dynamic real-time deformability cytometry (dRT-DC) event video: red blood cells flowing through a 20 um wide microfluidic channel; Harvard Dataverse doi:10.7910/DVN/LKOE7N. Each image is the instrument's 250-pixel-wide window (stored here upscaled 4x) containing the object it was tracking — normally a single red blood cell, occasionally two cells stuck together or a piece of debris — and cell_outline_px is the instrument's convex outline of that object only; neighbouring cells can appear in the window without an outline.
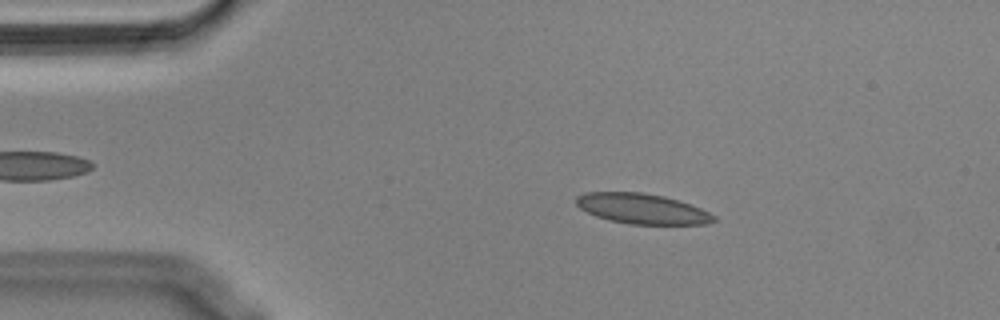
{"species": "Egyptian fruit bat (a non-hibernating species)", "species_latin": "Rousettus aegyptiacus", "temperature_condition": "cold", "stored_images_in_passage": 47, "camera_frame_rate_fps": 3000, "um_per_image_px": 0.085, "animal": {"sex": "male"}, "frame": {"image": 1, "passage_image": 9, "time_ms": 2.667, "image_size_px": [1000, 320], "cell_outline_px": [[716, 220], [704, 224], [628, 224], [608, 220], [596, 216], [580, 208], [576, 204], [576, 196], [584, 192], [644, 192], [664, 196], [700, 208], [716, 216]], "centroid_in_image_um": [54.54, 17.74], "position_along_channel_um": 30.5, "area_um2": 24.16}}
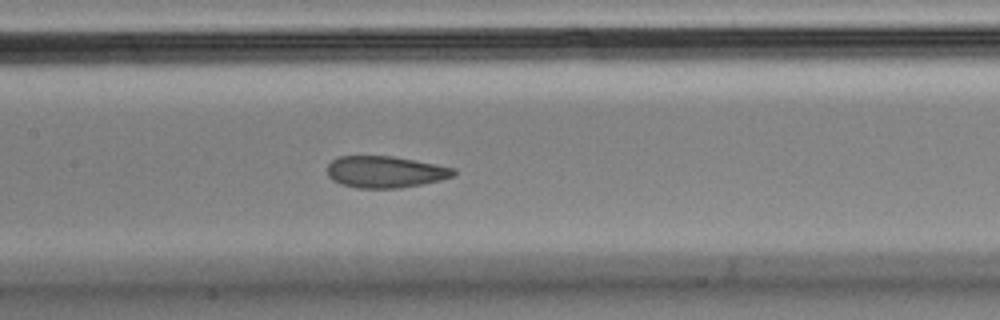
{"frame": {"image": 2, "passage_image": 25, "time_ms": 8.0, "image_size_px": [1000, 320], "cell_outline_px": [[456, 172], [452, 176], [440, 180], [400, 188], [356, 188], [340, 184], [332, 180], [328, 176], [328, 164], [332, 160], [340, 156], [392, 156], [436, 164], [456, 168]], "centroid_in_image_um": [32.73, 14.61], "position_along_channel_um": 174.7, "area_um2": 23.29}}
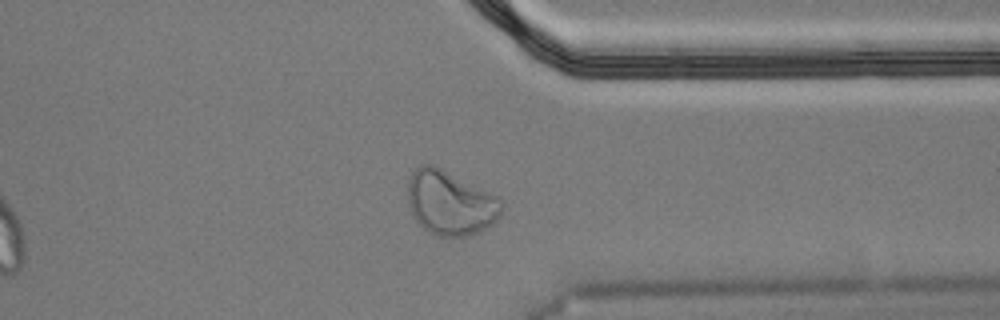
{"frame": {"image": 3, "passage_image": 42, "time_ms": 13.667, "image_size_px": [1000, 320], "cell_outline_px": [[504, 208], [496, 220], [492, 224], [476, 232], [464, 236], [440, 236], [424, 228], [412, 216], [408, 204], [408, 176], [420, 164], [432, 164], [500, 196], [504, 204]], "centroid_in_image_um": [38.28, 17.21], "position_along_channel_um": 373.1, "area_um2": 35.32}, "authors_computed_cell_mechanics": {"area_um2": 24.4494, "velocity_mm_per_s": 3.5586, "shape_relaxation_time_tau1_ms": 4.9385, "shape_relaxation_time_tau2_ms": 1.2425, "deformation_change_tau1": 0.1324, "deformation_change_tau2": 0.0616}}